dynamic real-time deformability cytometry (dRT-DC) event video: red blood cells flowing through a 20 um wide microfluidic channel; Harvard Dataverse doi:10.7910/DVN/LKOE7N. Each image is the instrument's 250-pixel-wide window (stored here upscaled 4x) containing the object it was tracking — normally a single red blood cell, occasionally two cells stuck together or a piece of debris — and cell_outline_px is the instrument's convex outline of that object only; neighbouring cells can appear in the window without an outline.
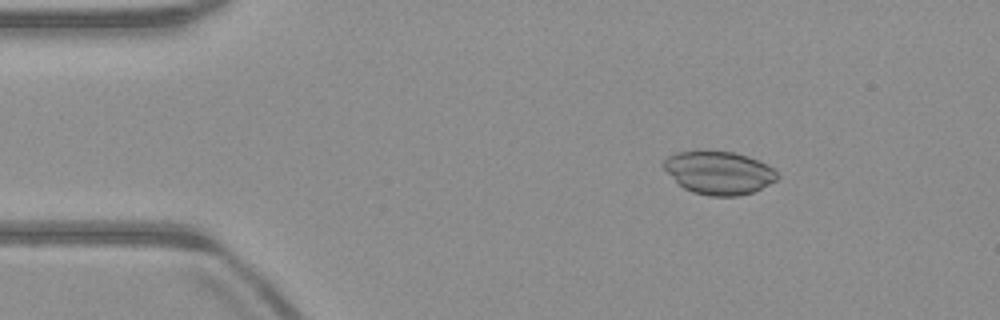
{"species": "common noctule bat (a hibernating species)", "species_latin": "Nyctalus noctula", "temperature_condition": "warm", "stored_images_in_passage": 52, "camera_frame_rate_fps": 3000, "um_per_image_px": 0.085, "animal": {"sex": "male", "body_mass_g": 23.1, "forearm_length_mm": 52.7}, "frame": {"image": 1, "passage_image": 8, "time_ms": 2.333, "image_size_px": [1000, 320], "cell_outline_px": [[780, 176], [776, 180], [752, 192], [736, 196], [708, 196], [692, 192], [684, 188], [660, 164], [668, 156], [676, 152], [736, 152], [748, 156], [768, 164]], "centroid_in_image_um": [61.11, 14.69], "position_along_channel_um": 23.9, "area_um2": 28.15}}
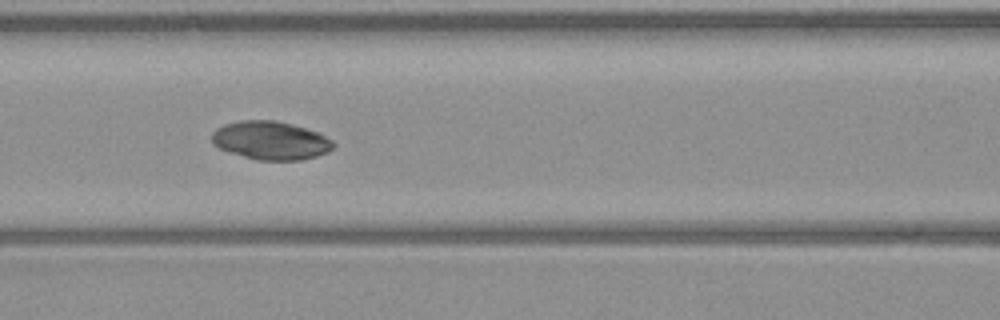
{"frame": {"image": 2, "passage_image": 22, "time_ms": 7.0, "image_size_px": [1000, 320], "cell_outline_px": [[336, 144], [328, 152], [316, 156], [300, 160], [256, 160], [228, 152], [212, 144], [212, 132], [216, 128], [224, 124], [240, 120], [276, 120], [292, 124], [320, 132], [332, 140]], "centroid_in_image_um": [23.01, 11.93], "position_along_channel_um": 143.6, "area_um2": 27.46}}
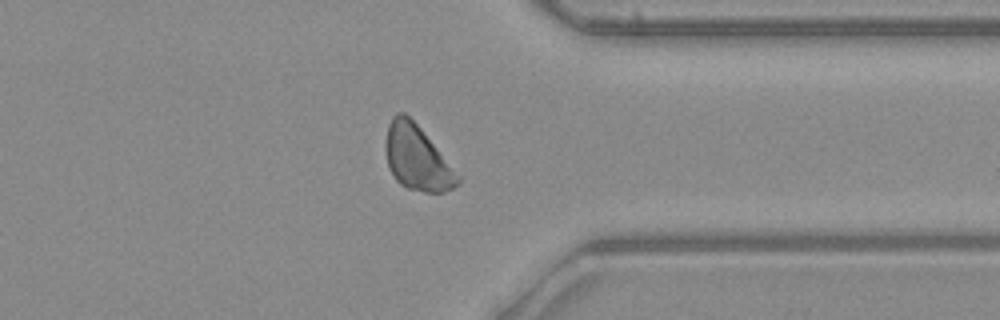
{"frame": {"image": 3, "passage_image": 40, "time_ms": 13.0, "image_size_px": [1000, 320], "cell_outline_px": [[460, 184], [444, 192], [424, 192], [408, 188], [400, 184], [396, 180], [388, 164], [384, 144], [388, 124], [392, 116], [396, 112], [404, 112], [420, 128], [460, 176]], "centroid_in_image_um": [35.43, 13.42], "position_along_channel_um": 376.0, "area_um2": 26.93}, "authors_computed_cell_mechanics": {"area_um2": 28.1775, "velocity_mm_per_s": 3.9848, "shape_relaxation_time_tau1_ms": null, "shape_relaxation_time_tau2_ms": 9.5592, "deformation_change_tau1": null, "deformation_change_tau2": 0.1622}}